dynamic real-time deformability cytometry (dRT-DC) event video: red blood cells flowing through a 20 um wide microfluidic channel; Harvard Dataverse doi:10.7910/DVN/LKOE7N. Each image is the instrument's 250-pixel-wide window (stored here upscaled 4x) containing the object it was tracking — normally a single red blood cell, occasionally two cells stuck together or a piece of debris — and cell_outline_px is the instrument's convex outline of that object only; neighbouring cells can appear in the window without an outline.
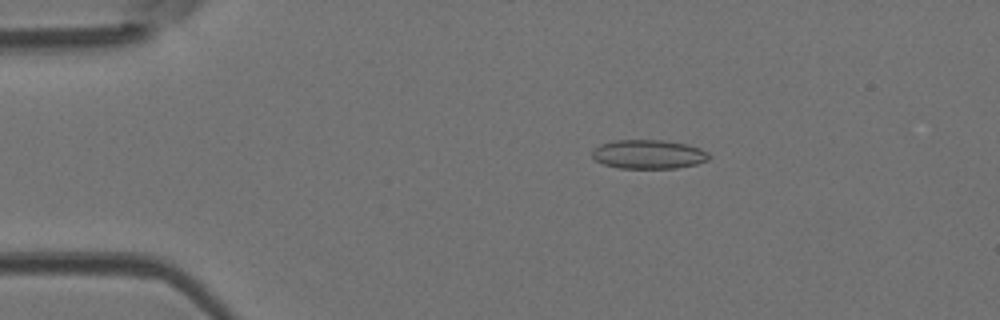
{"species": "Egyptian fruit bat (a non-hibernating species)", "species_latin": "Rousettus aegyptiacus", "temperature_condition": "room temperature", "stored_images_in_passage": 47, "camera_frame_rate_fps": 3000, "um_per_image_px": 0.085, "animal": {"sex": "female"}, "frame": {"image": 1, "passage_image": 7, "time_ms": 2.0, "image_size_px": [1000, 320], "cell_outline_px": [[712, 156], [708, 160], [696, 164], [676, 168], [620, 168], [604, 164], [596, 160], [592, 156], [592, 148], [600, 144], [612, 140], [664, 140], [688, 144], [700, 148], [708, 152]], "centroid_in_image_um": [55.14, 13.1], "position_along_channel_um": 29.9, "area_um2": 19.94}}
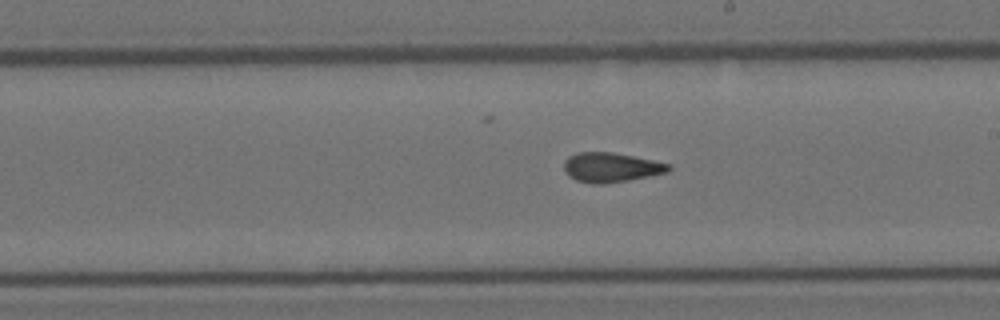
{"frame": {"image": 2, "passage_image": 26, "time_ms": 8.333, "image_size_px": [1000, 320], "cell_outline_px": [[672, 168], [668, 172], [648, 176], [604, 184], [592, 184], [576, 180], [568, 176], [564, 168], [564, 160], [568, 156], [576, 152], [612, 152], [672, 164]], "centroid_in_image_um": [51.91, 14.22], "position_along_channel_um": 237.1, "area_um2": 18.03}}
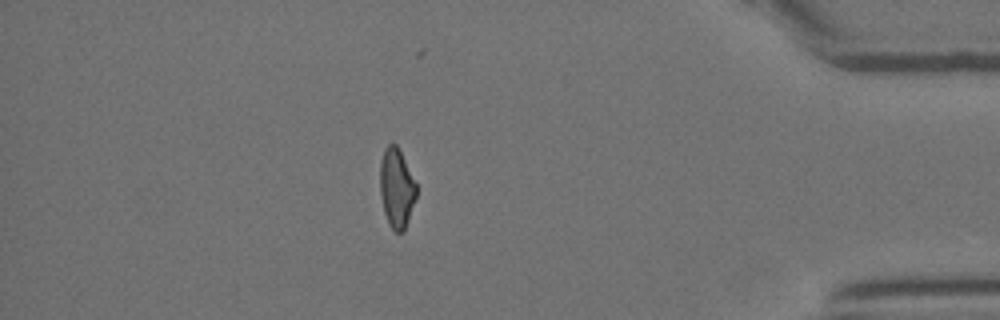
{"frame": {"image": 3, "passage_image": 41, "time_ms": 13.333, "image_size_px": [1000, 320], "cell_outline_px": [[416, 196], [404, 232], [396, 232], [388, 224], [384, 212], [380, 196], [380, 160], [384, 148], [388, 144], [396, 144], [416, 184]], "centroid_in_image_um": [33.68, 16.0], "position_along_channel_um": 401.5, "area_um2": 16.65}, "authors_computed_cell_mechanics": {"area_um2": 18.0336, "velocity_mm_per_s": 4.1071, "shape_relaxation_time_tau1_ms": null, "shape_relaxation_time_tau2_ms": 1.9339, "deformation_change_tau1": null, "deformation_change_tau2": 0.0993}}